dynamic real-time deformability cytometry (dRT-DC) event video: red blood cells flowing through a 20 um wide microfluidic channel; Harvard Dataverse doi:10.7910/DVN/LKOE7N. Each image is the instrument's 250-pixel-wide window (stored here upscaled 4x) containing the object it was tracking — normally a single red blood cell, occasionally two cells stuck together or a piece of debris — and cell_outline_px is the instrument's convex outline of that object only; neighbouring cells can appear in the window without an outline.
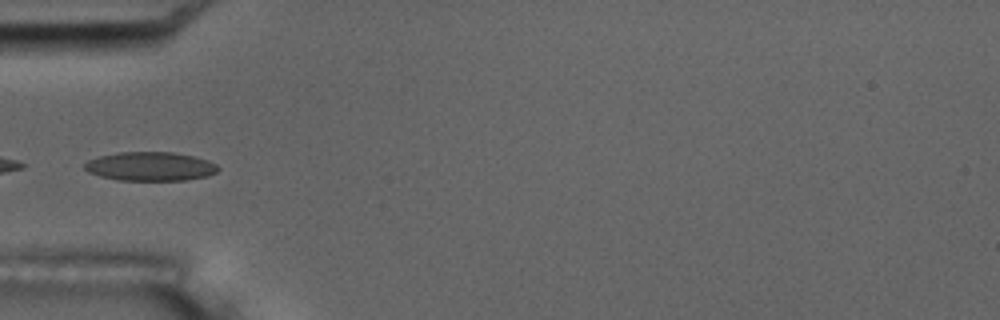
{"species": "common noctule bat (a hibernating species)", "species_latin": "Nyctalus noctula", "temperature_condition": "room temperature", "stored_images_in_passage": 6, "camera_frame_rate_fps": 3000, "um_per_image_px": 0.085, "animal": {"sex": "male", "body_mass_g": 17.5, "forearm_length_mm": 52.3}, "frame": {"image": 1, "passage_image": 5, "time_ms": 4.667, "image_size_px": [1000, 320], "cell_outline_px": [[220, 168], [216, 172], [208, 176], [184, 180], [116, 180], [100, 176], [88, 172], [84, 168], [84, 164], [88, 160], [96, 156], [116, 152], [172, 152], [192, 156], [208, 160], [216, 164]], "centroid_in_image_um": [12.74, 14.14], "position_along_channel_um": 72.3, "area_um2": 22.6}}